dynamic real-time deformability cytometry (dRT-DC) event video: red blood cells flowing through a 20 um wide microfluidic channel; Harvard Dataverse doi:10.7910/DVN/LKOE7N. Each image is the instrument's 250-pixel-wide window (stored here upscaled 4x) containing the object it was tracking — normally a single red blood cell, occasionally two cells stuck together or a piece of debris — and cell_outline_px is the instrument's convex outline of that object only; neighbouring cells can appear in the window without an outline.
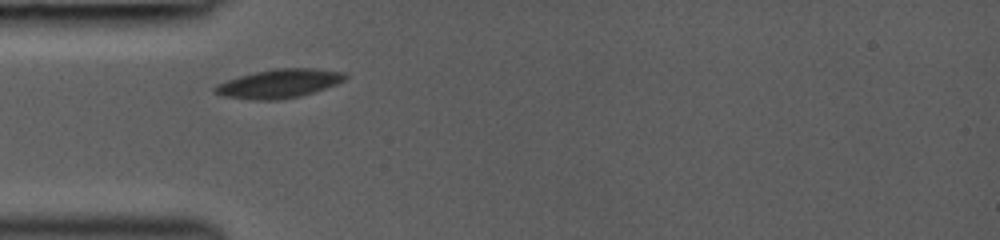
{"species": "common noctule bat (a hibernating species)", "species_latin": "Nyctalus noctula", "temperature_condition": "room temperature", "stored_images_in_passage": 29, "camera_frame_rate_fps": 3000, "um_per_image_px": 0.085, "animal": {"sex": "female", "body_mass_g": 19.0, "forearm_length_mm": 53.3}, "frame": {"image": 1, "passage_image": 1, "time_ms": 0.0, "image_size_px": [1000, 240], "cell_outline_px": [[348, 76], [344, 80], [336, 84], [300, 96], [276, 100], [252, 100], [224, 96], [212, 92], [212, 88], [216, 84], [240, 76], [256, 72], [276, 68], [312, 68], [344, 72]], "centroid_in_image_um": [23.69, 7.1], "position_along_channel_um": 61.3, "area_um2": 21.68}}
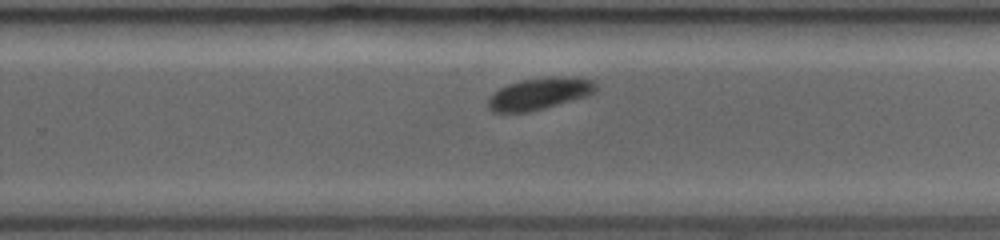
{"frame": {"image": 2, "passage_image": 17, "time_ms": 5.333, "image_size_px": [1000, 240], "cell_outline_px": [[596, 88], [588, 96], [544, 108], [528, 112], [492, 112], [488, 108], [488, 100], [500, 88], [508, 84], [520, 80], [564, 76], [592, 80], [596, 84]], "centroid_in_image_um": [45.84, 7.97], "position_along_channel_um": 284.0, "area_um2": 19.59}}
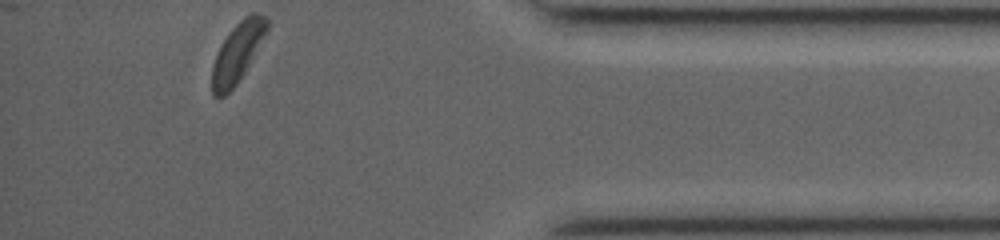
{"frame": {"image": 3, "passage_image": 29, "time_ms": 9.0, "image_size_px": [1000, 240], "cell_outline_px": [[268, 28], [244, 72], [236, 84], [224, 96], [212, 96], [212, 64], [228, 32], [244, 16], [252, 12], [256, 12], [264, 16], [268, 20]], "centroid_in_image_um": [20.17, 4.45], "position_along_channel_um": 415.0, "area_um2": 18.5}}